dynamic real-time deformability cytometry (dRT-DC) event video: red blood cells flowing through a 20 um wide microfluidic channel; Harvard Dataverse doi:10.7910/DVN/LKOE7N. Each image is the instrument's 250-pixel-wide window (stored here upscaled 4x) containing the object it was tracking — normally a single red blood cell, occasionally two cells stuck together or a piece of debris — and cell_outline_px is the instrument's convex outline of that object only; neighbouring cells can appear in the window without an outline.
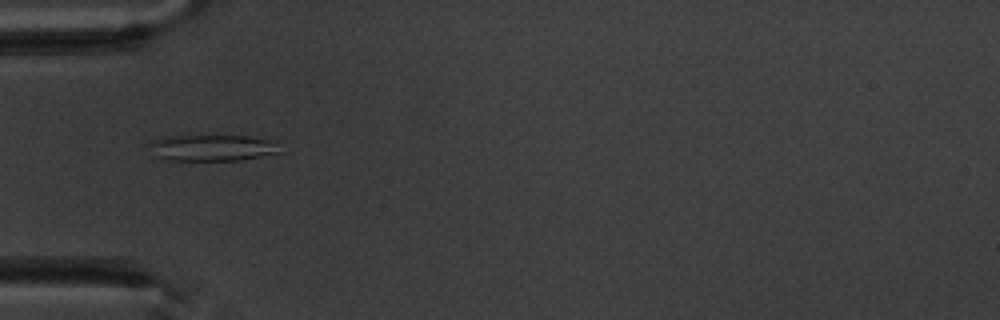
{"species": "common noctule bat (a hibernating species)", "species_latin": "Nyctalus noctula", "temperature_condition": "warm", "stored_images_in_passage": 1, "camera_frame_rate_fps": 3000, "um_per_image_px": 0.085, "animal": {"sex": "male", "body_mass_g": 20.1, "forearm_length_mm": 53.5}, "frame": {"image": 1, "passage_image": 1, "time_ms": 0.0, "image_size_px": [1000, 320], "cell_outline_px": [[280, 152], [240, 160], [168, 160], [152, 156], [148, 144], [152, 140], [164, 136], [248, 136], [280, 140]], "centroid_in_image_um": [18.05, 12.55], "position_along_channel_um": 66.9, "area_um2": 20.4}}